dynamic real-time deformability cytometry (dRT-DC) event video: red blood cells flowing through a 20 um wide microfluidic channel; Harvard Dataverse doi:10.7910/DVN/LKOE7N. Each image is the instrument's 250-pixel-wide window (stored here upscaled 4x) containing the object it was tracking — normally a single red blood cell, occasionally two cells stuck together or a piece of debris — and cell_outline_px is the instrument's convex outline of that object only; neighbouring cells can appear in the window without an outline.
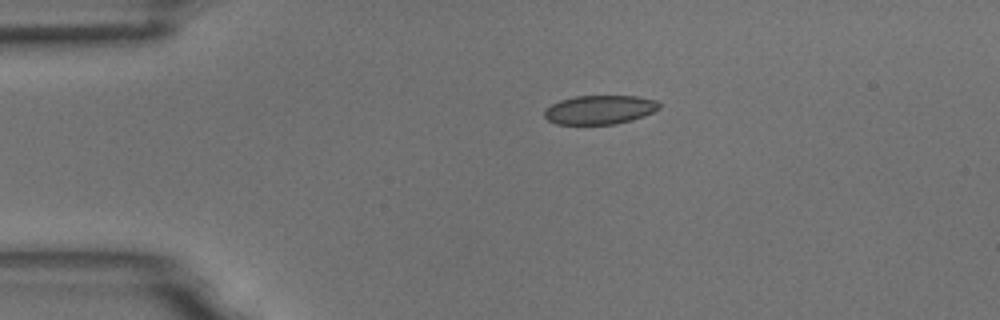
{"species": "common noctule bat (a hibernating species)", "species_latin": "Nyctalus noctula", "temperature_condition": "room temperature", "stored_images_in_passage": 2, "camera_frame_rate_fps": 3000, "um_per_image_px": 0.085, "animal": {"sex": "male", "body_mass_g": 18.8}, "frame": {"image": 1, "passage_image": 1, "time_ms": 0.0, "image_size_px": [1000, 320], "cell_outline_px": [[660, 108], [644, 116], [632, 120], [616, 124], [556, 124], [548, 120], [544, 116], [544, 112], [552, 104], [560, 100], [576, 96], [636, 96], [656, 100], [660, 104]], "centroid_in_image_um": [50.99, 9.33], "position_along_channel_um": 34.0, "area_um2": 19.31}}